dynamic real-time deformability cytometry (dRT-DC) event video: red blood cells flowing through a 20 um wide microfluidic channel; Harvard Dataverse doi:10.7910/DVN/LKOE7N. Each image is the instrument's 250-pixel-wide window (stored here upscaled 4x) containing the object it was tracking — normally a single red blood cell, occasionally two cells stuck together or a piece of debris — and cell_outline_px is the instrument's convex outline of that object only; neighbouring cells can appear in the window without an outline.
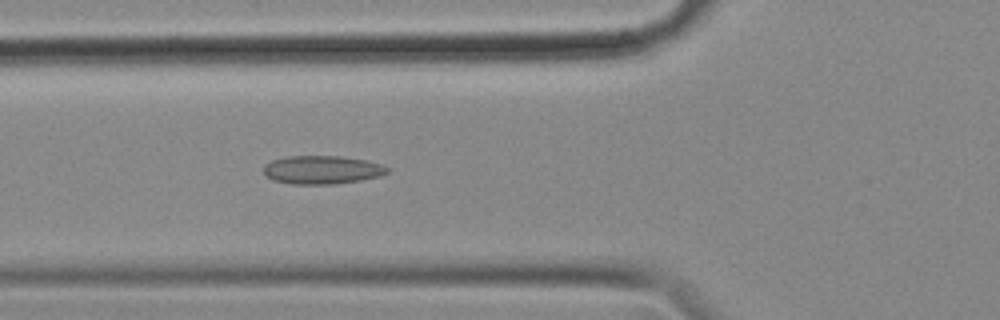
{"species": "common noctule bat (a hibernating species)", "species_latin": "Nyctalus noctula", "temperature_condition": "cold", "stored_images_in_passage": 55, "camera_frame_rate_fps": 3000, "um_per_image_px": 0.085, "animal": {"sex": "female", "body_mass_g": 18.4}, "frame": {"image": 1, "passage_image": 19, "time_ms": 6.0, "image_size_px": [1000, 320], "cell_outline_px": [[392, 168], [388, 172], [380, 176], [360, 180], [336, 184], [292, 184], [272, 180], [264, 172], [264, 164], [272, 160], [288, 156], [340, 156], [364, 160], [380, 164]], "centroid_in_image_um": [27.38, 14.44], "position_along_channel_um": 98.4, "area_um2": 20.46}}
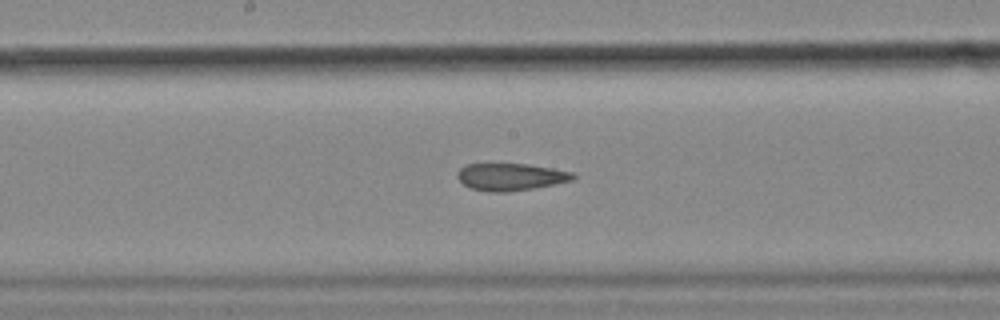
{"frame": {"image": 2, "passage_image": 28, "time_ms": 9.0, "image_size_px": [1000, 320], "cell_outline_px": [[576, 176], [572, 180], [532, 188], [508, 192], [492, 192], [472, 188], [464, 184], [456, 176], [456, 172], [464, 164], [528, 164], [552, 168], [572, 172]], "centroid_in_image_um": [43.37, 15.02], "position_along_channel_um": 204.8, "area_um2": 18.15}}
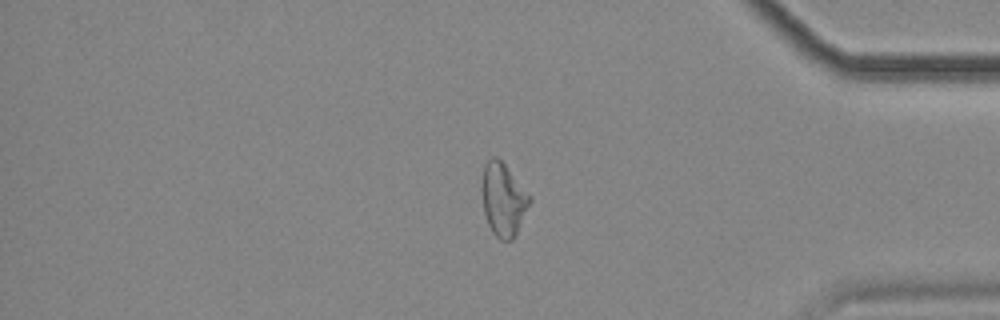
{"frame": {"image": 3, "passage_image": 46, "time_ms": 15.0, "image_size_px": [1000, 320], "cell_outline_px": [[532, 200], [512, 240], [500, 240], [492, 232], [488, 224], [484, 212], [480, 188], [484, 164], [492, 156], [496, 156], [504, 164], [532, 196]], "centroid_in_image_um": [42.76, 16.93], "position_along_channel_um": 392.4, "area_um2": 20.4}, "authors_computed_cell_mechanics": {"area_um2": 20.4612, "velocity_mm_per_s": 3.5424, "shape_relaxation_time_tau1_ms": null, "shape_relaxation_time_tau2_ms": 3.7931, "deformation_change_tau1": null, "deformation_change_tau2": 0.1403}}